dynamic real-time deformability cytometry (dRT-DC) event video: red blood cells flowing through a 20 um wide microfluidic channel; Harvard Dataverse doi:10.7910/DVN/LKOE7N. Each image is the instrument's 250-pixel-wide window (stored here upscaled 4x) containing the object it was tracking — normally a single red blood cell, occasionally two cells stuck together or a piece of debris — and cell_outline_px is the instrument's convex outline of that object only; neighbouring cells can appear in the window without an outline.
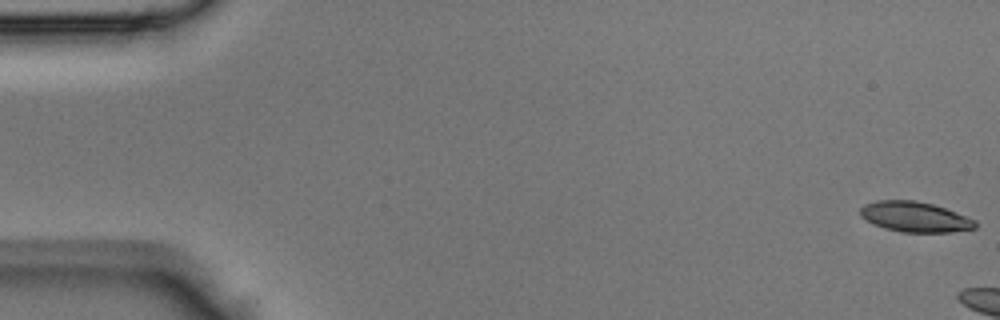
{"species": "Egyptian fruit bat (a non-hibernating species)", "species_latin": "Rousettus aegyptiacus", "temperature_condition": "room temperature", "stored_images_in_passage": 5, "camera_frame_rate_fps": 3000, "um_per_image_px": 0.085, "animal": {"sex": "male"}, "frame": {"image": 1, "passage_image": 1, "time_ms": 0.0, "image_size_px": [1000, 320], "cell_outline_px": [[976, 228], [952, 232], [900, 232], [884, 228], [860, 216], [860, 208], [864, 204], [880, 200], [916, 200], [932, 204], [956, 212], [976, 220]], "centroid_in_image_um": [77.78, 18.43], "position_along_channel_um": 7.2, "area_um2": 20.17}}